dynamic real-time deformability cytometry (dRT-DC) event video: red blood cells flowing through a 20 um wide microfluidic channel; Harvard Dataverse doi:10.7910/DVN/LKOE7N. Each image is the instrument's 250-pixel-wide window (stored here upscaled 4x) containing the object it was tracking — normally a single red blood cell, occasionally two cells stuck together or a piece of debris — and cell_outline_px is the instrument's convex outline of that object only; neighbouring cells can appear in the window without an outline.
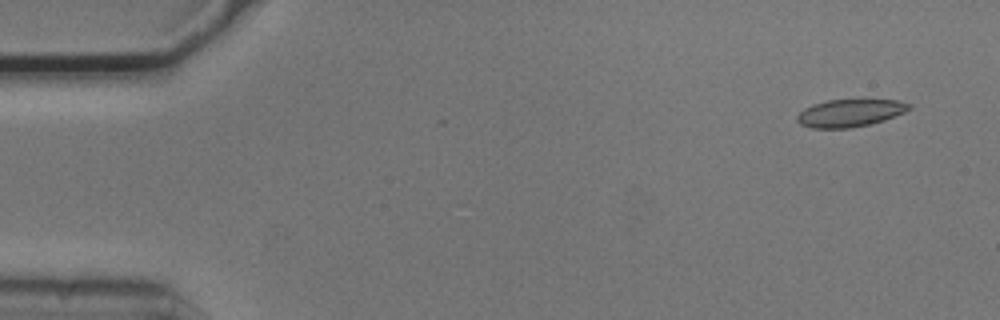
{"species": "common noctule bat (a hibernating species)", "species_latin": "Nyctalus noctula", "temperature_condition": "cold", "stored_images_in_passage": 51, "camera_frame_rate_fps": 3000, "um_per_image_px": 0.085, "animal": {"sex": "male", "body_mass_g": 20.5, "forearm_length_mm": 52.5}, "frame": {"image": 1, "passage_image": 1, "time_ms": 0.0, "image_size_px": [1000, 320], "cell_outline_px": [[912, 108], [904, 112], [884, 120], [872, 124], [848, 128], [812, 128], [800, 124], [796, 120], [796, 116], [804, 108], [812, 104], [828, 100], [860, 96], [896, 100], [912, 104]], "centroid_in_image_um": [72.28, 9.54], "position_along_channel_um": 12.7, "area_um2": 18.96}}
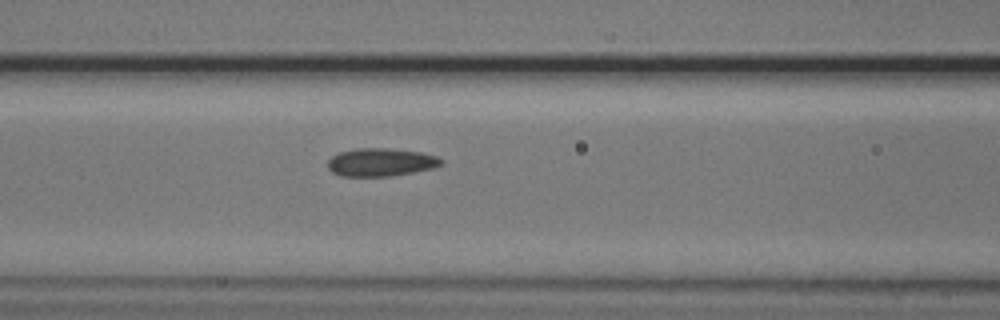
{"frame": {"image": 2, "passage_image": 20, "time_ms": 6.333, "image_size_px": [1000, 320], "cell_outline_px": [[444, 164], [436, 168], [392, 176], [340, 176], [332, 172], [328, 168], [328, 160], [332, 156], [340, 152], [356, 148], [388, 148], [420, 152], [436, 156], [444, 160]], "centroid_in_image_um": [32.4, 13.79], "position_along_channel_um": 134.2, "area_um2": 18.73}}
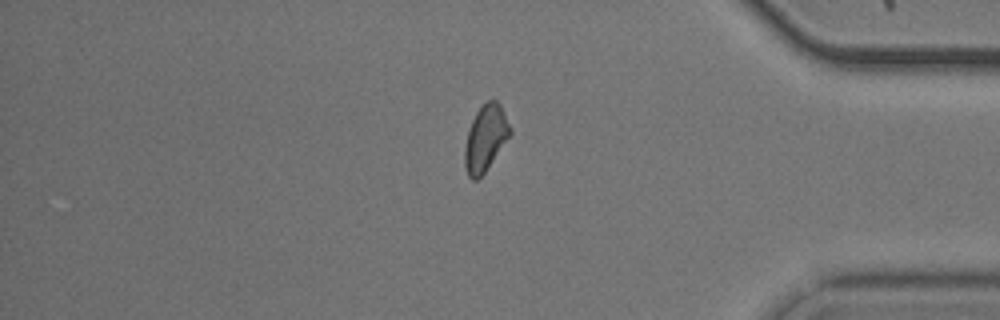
{"frame": {"image": 3, "passage_image": 43, "time_ms": 14.0, "image_size_px": [1000, 320], "cell_outline_px": [[512, 132], [484, 172], [476, 180], [472, 180], [468, 176], [464, 164], [464, 148], [468, 128], [476, 112], [488, 100], [496, 100], [500, 104], [512, 128]], "centroid_in_image_um": [41.25, 11.73], "position_along_channel_um": 393.9, "area_um2": 17.28}}